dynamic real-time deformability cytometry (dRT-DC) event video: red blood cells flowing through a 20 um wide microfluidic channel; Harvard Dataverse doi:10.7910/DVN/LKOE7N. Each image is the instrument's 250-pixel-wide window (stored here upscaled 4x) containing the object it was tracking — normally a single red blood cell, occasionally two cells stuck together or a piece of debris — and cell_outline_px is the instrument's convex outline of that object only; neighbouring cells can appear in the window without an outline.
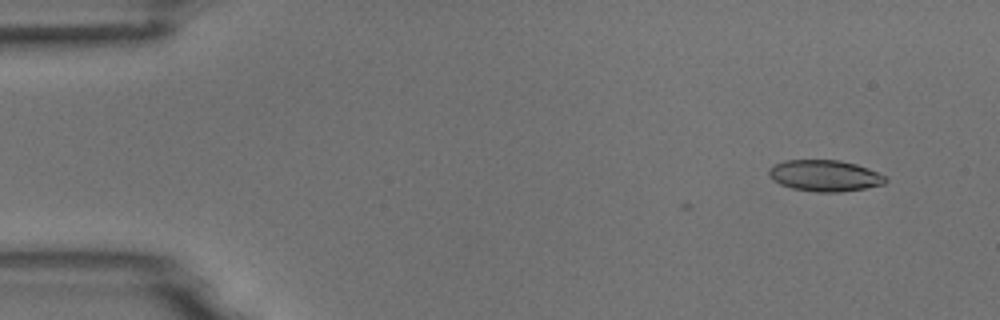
{"species": "common noctule bat (a hibernating species)", "species_latin": "Nyctalus noctula", "temperature_condition": "room temperature", "stored_images_in_passage": 8, "camera_frame_rate_fps": 3000, "um_per_image_px": 0.085, "animal": {"sex": "male", "body_mass_g": 18.8}, "frame": {"image": 1, "passage_image": 1, "time_ms": 0.0, "image_size_px": [1000, 320], "cell_outline_px": [[888, 180], [884, 184], [864, 188], [840, 192], [816, 192], [792, 188], [780, 184], [772, 180], [768, 176], [768, 168], [784, 160], [840, 160], [856, 164], [868, 168], [888, 176]], "centroid_in_image_um": [70.11, 14.93], "position_along_channel_um": 14.9, "area_um2": 21.44}}